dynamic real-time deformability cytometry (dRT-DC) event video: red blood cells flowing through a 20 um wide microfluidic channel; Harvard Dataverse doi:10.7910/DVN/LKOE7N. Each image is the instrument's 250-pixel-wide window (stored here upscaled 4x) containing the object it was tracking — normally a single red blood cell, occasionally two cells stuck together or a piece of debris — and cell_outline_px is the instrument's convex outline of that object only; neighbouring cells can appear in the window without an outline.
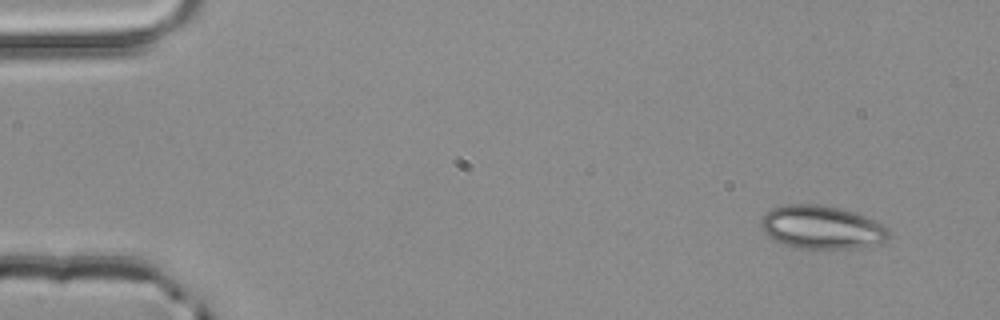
{"species": "common noctule bat (a hibernating species)", "species_latin": "Nyctalus noctula", "temperature_condition": "room temperature", "stored_images_in_passage": 4, "camera_frame_rate_fps": 3000, "um_per_image_px": 0.085, "animal": {"sex": "male", "body_mass_g": 20.4}, "frame": {"image": 1, "passage_image": 1, "time_ms": 0.0, "image_size_px": [1000, 320], "cell_outline_px": [[892, 232], [888, 240], [880, 244], [852, 248], [800, 248], [784, 244], [768, 236], [760, 228], [760, 220], [772, 208], [788, 204], [816, 204], [840, 208], [856, 212], [888, 228]], "centroid_in_image_um": [69.87, 19.32], "position_along_channel_um": 15.1, "area_um2": 32.19}}
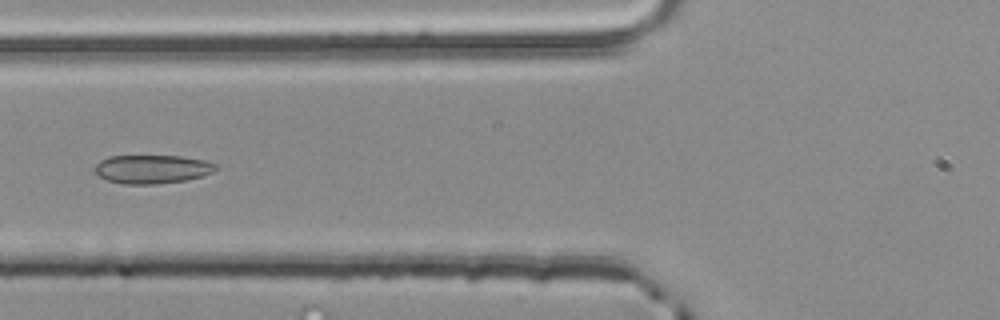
{"frame": {"image": 2, "passage_image": 4, "time_ms": 1.0, "image_size_px": [1000, 320], "cell_outline_px": [[220, 168], [204, 176], [184, 180], [156, 184], [124, 184], [108, 180], [100, 176], [96, 172], [96, 164], [100, 160], [108, 156], [180, 156], [204, 160], [216, 164]], "centroid_in_image_um": [12.97, 14.37], "position_along_channel_um": 112.8, "area_um2": 20.11}}